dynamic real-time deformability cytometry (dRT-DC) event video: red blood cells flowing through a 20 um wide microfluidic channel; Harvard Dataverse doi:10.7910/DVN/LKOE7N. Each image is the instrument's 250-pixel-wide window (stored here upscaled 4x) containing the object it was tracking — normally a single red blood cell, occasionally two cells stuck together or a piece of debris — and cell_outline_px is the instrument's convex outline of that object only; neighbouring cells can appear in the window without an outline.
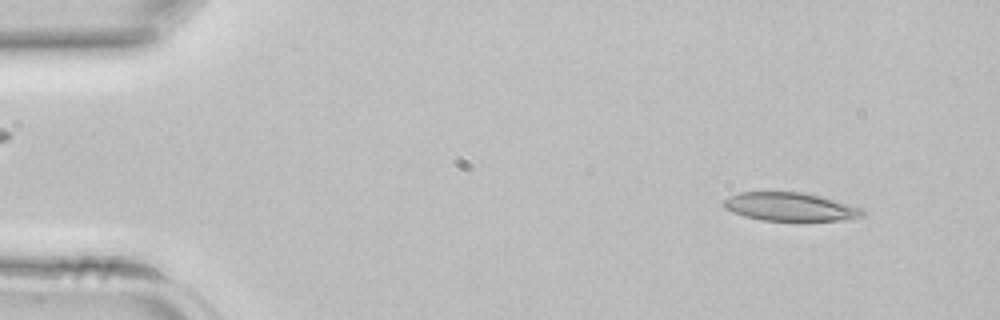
{"species": "common noctule bat (a hibernating species)", "species_latin": "Nyctalus noctula", "temperature_condition": "room temperature", "stored_images_in_passage": 11, "camera_frame_rate_fps": 3000, "um_per_image_px": 0.085, "animal": {"sex": "female", "body_mass_g": 22.7, "forearm_length_mm": 54.2}, "frame": {"image": 1, "passage_image": 4, "time_ms": 1.0, "image_size_px": [1000, 320], "cell_outline_px": [[840, 208], [836, 216], [828, 220], [776, 220], [756, 216], [764, 192], [780, 192], [808, 196], [832, 204]], "centroid_in_image_um": [67.57, 17.65], "position_along_channel_um": 17.4, "area_um2": 13.06}}
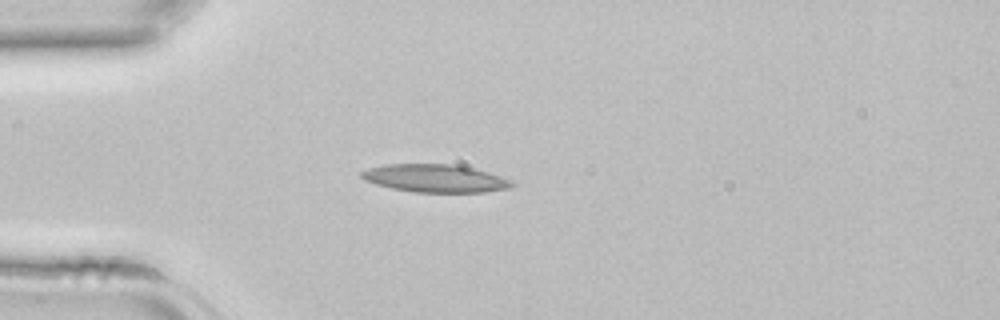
{"frame": {"image": 2, "passage_image": 11, "time_ms": 3.333, "image_size_px": [1000, 320], "cell_outline_px": [[492, 188], [464, 192], [436, 192], [404, 188], [388, 184], [428, 168], [460, 168], [472, 172]], "centroid_in_image_um": [37.63, 15.37], "position_along_channel_um": 47.4, "area_um2": 12.25}}